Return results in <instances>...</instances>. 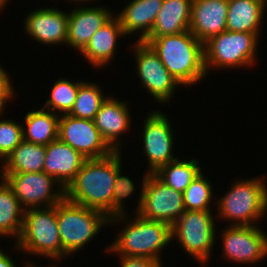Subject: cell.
I'll list each match as a JSON object with an SVG mask.
<instances>
[{"label": "cell", "instance_id": "obj_31", "mask_svg": "<svg viewBox=\"0 0 267 267\" xmlns=\"http://www.w3.org/2000/svg\"><path fill=\"white\" fill-rule=\"evenodd\" d=\"M23 141V125L12 120H0V159L3 161Z\"/></svg>", "mask_w": 267, "mask_h": 267}, {"label": "cell", "instance_id": "obj_33", "mask_svg": "<svg viewBox=\"0 0 267 267\" xmlns=\"http://www.w3.org/2000/svg\"><path fill=\"white\" fill-rule=\"evenodd\" d=\"M10 80L11 79L7 72H5V69L0 66V114L2 113V110H4V103L10 100V98L12 99L14 94Z\"/></svg>", "mask_w": 267, "mask_h": 267}, {"label": "cell", "instance_id": "obj_17", "mask_svg": "<svg viewBox=\"0 0 267 267\" xmlns=\"http://www.w3.org/2000/svg\"><path fill=\"white\" fill-rule=\"evenodd\" d=\"M25 19V32L34 40L47 45L66 44L68 13L42 7L31 12Z\"/></svg>", "mask_w": 267, "mask_h": 267}, {"label": "cell", "instance_id": "obj_30", "mask_svg": "<svg viewBox=\"0 0 267 267\" xmlns=\"http://www.w3.org/2000/svg\"><path fill=\"white\" fill-rule=\"evenodd\" d=\"M201 172L183 192L185 210L211 211L213 189Z\"/></svg>", "mask_w": 267, "mask_h": 267}, {"label": "cell", "instance_id": "obj_13", "mask_svg": "<svg viewBox=\"0 0 267 267\" xmlns=\"http://www.w3.org/2000/svg\"><path fill=\"white\" fill-rule=\"evenodd\" d=\"M223 231L225 258L236 263H256L267 256V235L256 225H228Z\"/></svg>", "mask_w": 267, "mask_h": 267}, {"label": "cell", "instance_id": "obj_15", "mask_svg": "<svg viewBox=\"0 0 267 267\" xmlns=\"http://www.w3.org/2000/svg\"><path fill=\"white\" fill-rule=\"evenodd\" d=\"M228 0H193L189 31L203 44L226 31Z\"/></svg>", "mask_w": 267, "mask_h": 267}, {"label": "cell", "instance_id": "obj_9", "mask_svg": "<svg viewBox=\"0 0 267 267\" xmlns=\"http://www.w3.org/2000/svg\"><path fill=\"white\" fill-rule=\"evenodd\" d=\"M214 221L212 211L185 210L171 226V240L176 237L187 253L204 264L212 254Z\"/></svg>", "mask_w": 267, "mask_h": 267}, {"label": "cell", "instance_id": "obj_28", "mask_svg": "<svg viewBox=\"0 0 267 267\" xmlns=\"http://www.w3.org/2000/svg\"><path fill=\"white\" fill-rule=\"evenodd\" d=\"M106 98L98 85L84 81L79 86L74 106L68 114L80 119L93 120Z\"/></svg>", "mask_w": 267, "mask_h": 267}, {"label": "cell", "instance_id": "obj_7", "mask_svg": "<svg viewBox=\"0 0 267 267\" xmlns=\"http://www.w3.org/2000/svg\"><path fill=\"white\" fill-rule=\"evenodd\" d=\"M259 37L254 33L224 31L204 43V65L220 69L252 66ZM254 62V63H253Z\"/></svg>", "mask_w": 267, "mask_h": 267}, {"label": "cell", "instance_id": "obj_24", "mask_svg": "<svg viewBox=\"0 0 267 267\" xmlns=\"http://www.w3.org/2000/svg\"><path fill=\"white\" fill-rule=\"evenodd\" d=\"M46 146L23 140L4 160L0 173L44 172Z\"/></svg>", "mask_w": 267, "mask_h": 267}, {"label": "cell", "instance_id": "obj_27", "mask_svg": "<svg viewBox=\"0 0 267 267\" xmlns=\"http://www.w3.org/2000/svg\"><path fill=\"white\" fill-rule=\"evenodd\" d=\"M201 171L196 159L183 161L177 158L161 166L154 174L172 189L183 193Z\"/></svg>", "mask_w": 267, "mask_h": 267}, {"label": "cell", "instance_id": "obj_20", "mask_svg": "<svg viewBox=\"0 0 267 267\" xmlns=\"http://www.w3.org/2000/svg\"><path fill=\"white\" fill-rule=\"evenodd\" d=\"M123 35L119 18L113 16L93 34L80 54L95 67L105 66L114 57L117 38Z\"/></svg>", "mask_w": 267, "mask_h": 267}, {"label": "cell", "instance_id": "obj_12", "mask_svg": "<svg viewBox=\"0 0 267 267\" xmlns=\"http://www.w3.org/2000/svg\"><path fill=\"white\" fill-rule=\"evenodd\" d=\"M58 138L86 159H100L114 152L102 138L93 120L62 114L59 119Z\"/></svg>", "mask_w": 267, "mask_h": 267}, {"label": "cell", "instance_id": "obj_38", "mask_svg": "<svg viewBox=\"0 0 267 267\" xmlns=\"http://www.w3.org/2000/svg\"><path fill=\"white\" fill-rule=\"evenodd\" d=\"M72 1H77V2H79V3L82 2V1H86V2L88 1V2H89V0H72ZM91 1H92V0H91Z\"/></svg>", "mask_w": 267, "mask_h": 267}, {"label": "cell", "instance_id": "obj_36", "mask_svg": "<svg viewBox=\"0 0 267 267\" xmlns=\"http://www.w3.org/2000/svg\"><path fill=\"white\" fill-rule=\"evenodd\" d=\"M8 0H0V10L6 5Z\"/></svg>", "mask_w": 267, "mask_h": 267}, {"label": "cell", "instance_id": "obj_23", "mask_svg": "<svg viewBox=\"0 0 267 267\" xmlns=\"http://www.w3.org/2000/svg\"><path fill=\"white\" fill-rule=\"evenodd\" d=\"M267 0H228L226 29L254 33L259 37Z\"/></svg>", "mask_w": 267, "mask_h": 267}, {"label": "cell", "instance_id": "obj_19", "mask_svg": "<svg viewBox=\"0 0 267 267\" xmlns=\"http://www.w3.org/2000/svg\"><path fill=\"white\" fill-rule=\"evenodd\" d=\"M130 111L126 102L107 97L96 113L93 121L102 138L114 150L120 151L118 136L130 127Z\"/></svg>", "mask_w": 267, "mask_h": 267}, {"label": "cell", "instance_id": "obj_10", "mask_svg": "<svg viewBox=\"0 0 267 267\" xmlns=\"http://www.w3.org/2000/svg\"><path fill=\"white\" fill-rule=\"evenodd\" d=\"M0 174L25 210L54 206L65 198V189L53 191L54 183H59L45 172Z\"/></svg>", "mask_w": 267, "mask_h": 267}, {"label": "cell", "instance_id": "obj_11", "mask_svg": "<svg viewBox=\"0 0 267 267\" xmlns=\"http://www.w3.org/2000/svg\"><path fill=\"white\" fill-rule=\"evenodd\" d=\"M133 48L143 87L160 103L169 102L180 83L170 74L148 43L137 41Z\"/></svg>", "mask_w": 267, "mask_h": 267}, {"label": "cell", "instance_id": "obj_37", "mask_svg": "<svg viewBox=\"0 0 267 267\" xmlns=\"http://www.w3.org/2000/svg\"><path fill=\"white\" fill-rule=\"evenodd\" d=\"M26 266H24V267H37L35 264L34 265H32V264H25ZM38 267H40V266H38ZM47 267H52V266H47Z\"/></svg>", "mask_w": 267, "mask_h": 267}, {"label": "cell", "instance_id": "obj_5", "mask_svg": "<svg viewBox=\"0 0 267 267\" xmlns=\"http://www.w3.org/2000/svg\"><path fill=\"white\" fill-rule=\"evenodd\" d=\"M109 219L101 211L72 203L66 198L57 203V223L63 257L82 249Z\"/></svg>", "mask_w": 267, "mask_h": 267}, {"label": "cell", "instance_id": "obj_6", "mask_svg": "<svg viewBox=\"0 0 267 267\" xmlns=\"http://www.w3.org/2000/svg\"><path fill=\"white\" fill-rule=\"evenodd\" d=\"M263 178L235 182L218 200V216L232 221L231 225L252 226L267 212V185Z\"/></svg>", "mask_w": 267, "mask_h": 267}, {"label": "cell", "instance_id": "obj_1", "mask_svg": "<svg viewBox=\"0 0 267 267\" xmlns=\"http://www.w3.org/2000/svg\"><path fill=\"white\" fill-rule=\"evenodd\" d=\"M120 151L100 159H87L75 179L65 189V198L72 203L113 217V189L121 167Z\"/></svg>", "mask_w": 267, "mask_h": 267}, {"label": "cell", "instance_id": "obj_35", "mask_svg": "<svg viewBox=\"0 0 267 267\" xmlns=\"http://www.w3.org/2000/svg\"><path fill=\"white\" fill-rule=\"evenodd\" d=\"M0 249V267H16L13 260Z\"/></svg>", "mask_w": 267, "mask_h": 267}, {"label": "cell", "instance_id": "obj_8", "mask_svg": "<svg viewBox=\"0 0 267 267\" xmlns=\"http://www.w3.org/2000/svg\"><path fill=\"white\" fill-rule=\"evenodd\" d=\"M137 214L172 226L185 211L183 193L162 182L154 173L143 176Z\"/></svg>", "mask_w": 267, "mask_h": 267}, {"label": "cell", "instance_id": "obj_2", "mask_svg": "<svg viewBox=\"0 0 267 267\" xmlns=\"http://www.w3.org/2000/svg\"><path fill=\"white\" fill-rule=\"evenodd\" d=\"M170 74L183 86L205 77L204 44L189 30L175 35L146 37Z\"/></svg>", "mask_w": 267, "mask_h": 267}, {"label": "cell", "instance_id": "obj_26", "mask_svg": "<svg viewBox=\"0 0 267 267\" xmlns=\"http://www.w3.org/2000/svg\"><path fill=\"white\" fill-rule=\"evenodd\" d=\"M0 184V236H15L18 240L22 227L25 209L13 189L2 179Z\"/></svg>", "mask_w": 267, "mask_h": 267}, {"label": "cell", "instance_id": "obj_29", "mask_svg": "<svg viewBox=\"0 0 267 267\" xmlns=\"http://www.w3.org/2000/svg\"><path fill=\"white\" fill-rule=\"evenodd\" d=\"M82 81L70 82L67 78L59 79L53 84L50 99L46 100V104L42 107L46 110L57 111L68 114L74 106L79 86Z\"/></svg>", "mask_w": 267, "mask_h": 267}, {"label": "cell", "instance_id": "obj_22", "mask_svg": "<svg viewBox=\"0 0 267 267\" xmlns=\"http://www.w3.org/2000/svg\"><path fill=\"white\" fill-rule=\"evenodd\" d=\"M193 0H163L147 37L180 34L189 30Z\"/></svg>", "mask_w": 267, "mask_h": 267}, {"label": "cell", "instance_id": "obj_18", "mask_svg": "<svg viewBox=\"0 0 267 267\" xmlns=\"http://www.w3.org/2000/svg\"><path fill=\"white\" fill-rule=\"evenodd\" d=\"M106 7H78L68 14L66 45L81 52L93 34L112 18Z\"/></svg>", "mask_w": 267, "mask_h": 267}, {"label": "cell", "instance_id": "obj_3", "mask_svg": "<svg viewBox=\"0 0 267 267\" xmlns=\"http://www.w3.org/2000/svg\"><path fill=\"white\" fill-rule=\"evenodd\" d=\"M106 251L124 256L146 257L161 262V250L171 242V226L136 214ZM160 251V252H159Z\"/></svg>", "mask_w": 267, "mask_h": 267}, {"label": "cell", "instance_id": "obj_32", "mask_svg": "<svg viewBox=\"0 0 267 267\" xmlns=\"http://www.w3.org/2000/svg\"><path fill=\"white\" fill-rule=\"evenodd\" d=\"M121 175L120 167L115 178V185L113 189V217L109 219V223L127 218L124 216L125 205H123V201L135 190V185L132 180L129 177Z\"/></svg>", "mask_w": 267, "mask_h": 267}, {"label": "cell", "instance_id": "obj_14", "mask_svg": "<svg viewBox=\"0 0 267 267\" xmlns=\"http://www.w3.org/2000/svg\"><path fill=\"white\" fill-rule=\"evenodd\" d=\"M144 152L149 161L148 173H155L161 166L177 158L172 154L173 133L170 121L160 111L148 114L144 123Z\"/></svg>", "mask_w": 267, "mask_h": 267}, {"label": "cell", "instance_id": "obj_21", "mask_svg": "<svg viewBox=\"0 0 267 267\" xmlns=\"http://www.w3.org/2000/svg\"><path fill=\"white\" fill-rule=\"evenodd\" d=\"M163 0H132L117 14L125 35L140 32L138 41H143L153 28Z\"/></svg>", "mask_w": 267, "mask_h": 267}, {"label": "cell", "instance_id": "obj_34", "mask_svg": "<svg viewBox=\"0 0 267 267\" xmlns=\"http://www.w3.org/2000/svg\"><path fill=\"white\" fill-rule=\"evenodd\" d=\"M121 267H162L160 262L138 256L120 255Z\"/></svg>", "mask_w": 267, "mask_h": 267}, {"label": "cell", "instance_id": "obj_16", "mask_svg": "<svg viewBox=\"0 0 267 267\" xmlns=\"http://www.w3.org/2000/svg\"><path fill=\"white\" fill-rule=\"evenodd\" d=\"M87 159L59 138L46 145L44 172L66 189Z\"/></svg>", "mask_w": 267, "mask_h": 267}, {"label": "cell", "instance_id": "obj_4", "mask_svg": "<svg viewBox=\"0 0 267 267\" xmlns=\"http://www.w3.org/2000/svg\"><path fill=\"white\" fill-rule=\"evenodd\" d=\"M20 251L57 260L63 258V248L57 223V204L25 210L23 227L16 242Z\"/></svg>", "mask_w": 267, "mask_h": 267}, {"label": "cell", "instance_id": "obj_25", "mask_svg": "<svg viewBox=\"0 0 267 267\" xmlns=\"http://www.w3.org/2000/svg\"><path fill=\"white\" fill-rule=\"evenodd\" d=\"M60 116L52 111L32 110L24 117L23 140L38 144L48 145L58 138Z\"/></svg>", "mask_w": 267, "mask_h": 267}]
</instances>
